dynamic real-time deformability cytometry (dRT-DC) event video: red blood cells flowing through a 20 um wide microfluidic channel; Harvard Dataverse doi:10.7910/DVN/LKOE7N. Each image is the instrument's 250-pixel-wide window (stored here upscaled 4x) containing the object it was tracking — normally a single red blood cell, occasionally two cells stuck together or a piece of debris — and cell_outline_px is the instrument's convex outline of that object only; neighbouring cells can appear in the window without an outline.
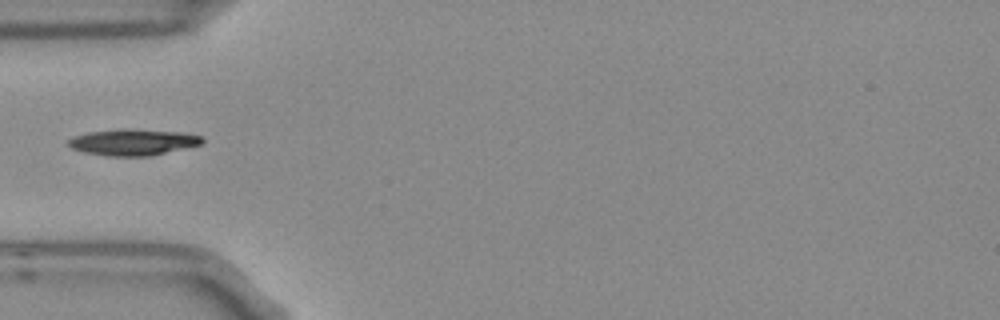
{"species": "Egyptian fruit bat (a non-hibernating species)", "species_latin": "Rousettus aegyptiacus", "temperature_condition": "room temperature", "stored_images_in_passage": 5, "camera_frame_rate_fps": 3000, "um_per_image_px": 0.085, "frame": {"image": 1, "passage_image": 4, "time_ms": 1.0, "image_size_px": [1000, 320], "cell_outline_px": [[204, 140], [200, 144], [148, 156], [108, 156], [84, 152], [72, 148], [68, 144], [68, 140], [76, 136], [88, 132], [120, 128], [128, 128], [180, 132], [200, 136]], "centroid_in_image_um": [11.26, 12.07], "position_along_channel_um": 73.7, "area_um2": 20.23}}
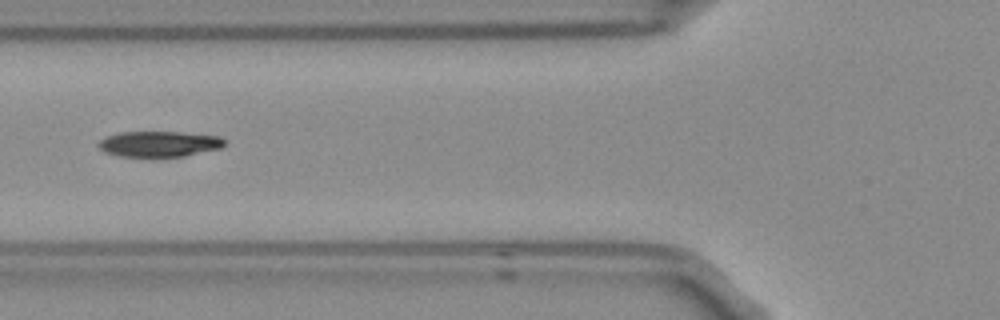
{"frame": {"image": 2, "passage_image": 5, "time_ms": 1.333, "image_size_px": [1000, 320], "cell_outline_px": [[224, 144], [220, 148], [184, 156], [120, 156], [104, 152], [96, 144], [100, 140], [108, 136], [120, 132], [180, 132], [220, 136], [224, 140]], "centroid_in_image_um": [13.51, 12.23], "position_along_channel_um": 112.3, "area_um2": 18.61}}